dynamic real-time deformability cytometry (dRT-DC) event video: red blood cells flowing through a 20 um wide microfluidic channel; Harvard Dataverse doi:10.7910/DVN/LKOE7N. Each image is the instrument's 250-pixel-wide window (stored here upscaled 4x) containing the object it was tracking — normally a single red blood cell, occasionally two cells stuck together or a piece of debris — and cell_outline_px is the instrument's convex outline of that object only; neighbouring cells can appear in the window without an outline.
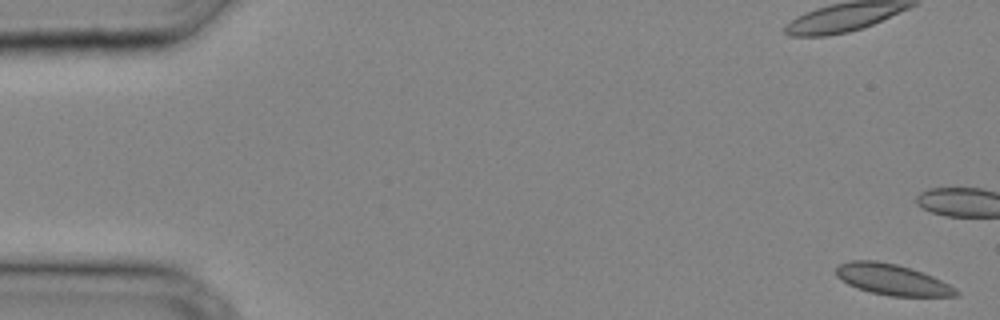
{"species": "common noctule bat (a hibernating species)", "species_latin": "Nyctalus noctula", "temperature_condition": "cold", "stored_images_in_passage": 10, "camera_frame_rate_fps": 3000, "um_per_image_px": 0.085, "animal": {"sex": "male", "body_mass_g": 20.4}, "frame": {"image": 1, "passage_image": 1, "time_ms": 0.0, "image_size_px": [1000, 320], "cell_outline_px": [[960, 292], [956, 296], [888, 296], [872, 292], [848, 284], [836, 276], [836, 268], [840, 264], [852, 260], [876, 260], [896, 264], [932, 276], [956, 288]], "centroid_in_image_um": [75.83, 23.76], "position_along_channel_um": 9.2, "area_um2": 21.27}}